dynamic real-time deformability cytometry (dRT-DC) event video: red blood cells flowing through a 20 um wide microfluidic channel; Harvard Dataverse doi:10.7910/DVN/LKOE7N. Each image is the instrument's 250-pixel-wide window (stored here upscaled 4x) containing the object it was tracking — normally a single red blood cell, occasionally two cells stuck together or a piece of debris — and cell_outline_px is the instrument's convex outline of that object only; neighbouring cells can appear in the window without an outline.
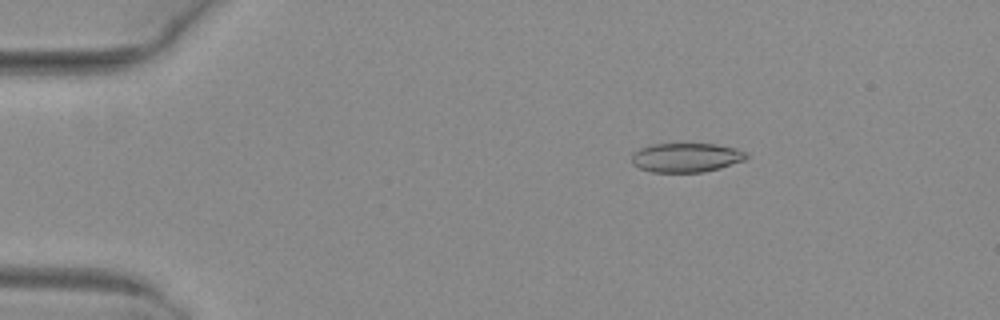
{"species": "common noctule bat (a hibernating species)", "species_latin": "Nyctalus noctula", "temperature_condition": "warm", "stored_images_in_passage": 48, "camera_frame_rate_fps": 3000, "um_per_image_px": 0.085, "animal": {"sex": "female", "body_mass_g": 29.2, "forearm_length_mm": 56.3}, "frame": {"image": 1, "passage_image": 5, "time_ms": 1.333, "image_size_px": [1000, 320], "cell_outline_px": [[748, 156], [744, 160], [720, 168], [704, 172], [652, 172], [640, 168], [632, 164], [632, 152], [640, 148], [652, 144], [716, 144], [736, 148], [748, 152]], "centroid_in_image_um": [58.33, 13.39], "position_along_channel_um": 26.7, "area_um2": 19.59}}
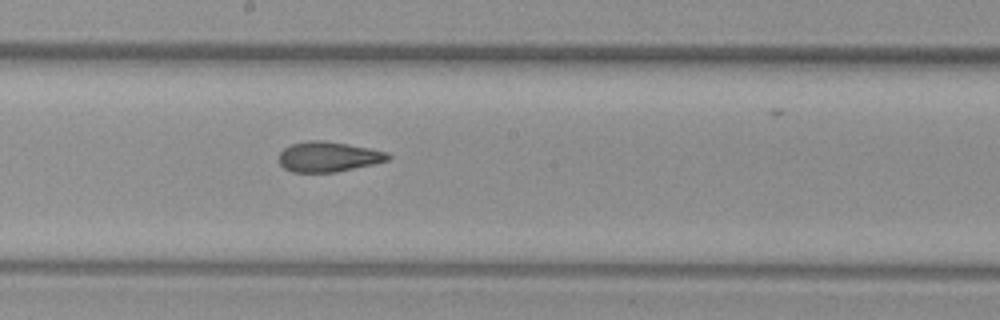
{"frame": {"image": 2, "passage_image": 25, "time_ms": 8.0, "image_size_px": [1000, 320], "cell_outline_px": [[392, 156], [388, 160], [372, 164], [336, 172], [292, 172], [284, 168], [280, 164], [280, 152], [284, 148], [292, 144], [308, 140], [324, 140], [348, 144], [388, 152]], "centroid_in_image_um": [27.91, 13.32], "position_along_channel_um": 220.3, "area_um2": 19.07}}
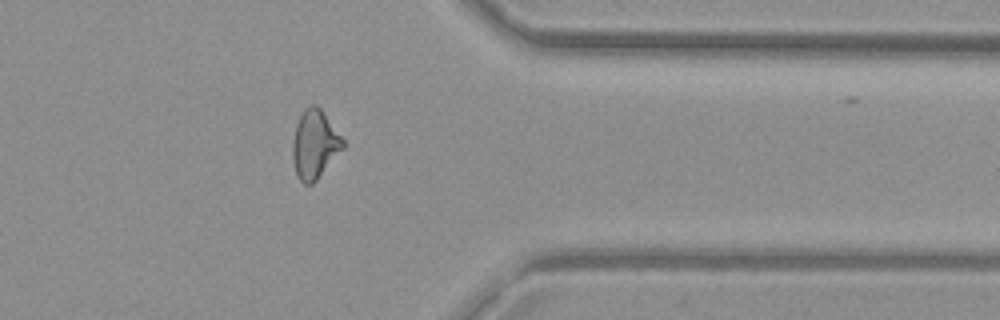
{"frame": {"image": 3, "passage_image": 38, "time_ms": 12.333, "image_size_px": [1000, 320], "cell_outline_px": [[344, 148], [316, 180], [312, 184], [304, 184], [296, 176], [292, 156], [292, 144], [296, 124], [304, 108], [312, 104], [316, 104], [320, 108], [344, 140]], "centroid_in_image_um": [26.73, 12.28], "position_along_channel_um": 384.7, "area_um2": 20.0}, "authors_computed_cell_mechanics": {"area_um2": 19.9988, "velocity_mm_per_s": 4.0474, "shape_relaxation_time_tau1_ms": null, "shape_relaxation_time_tau2_ms": 1.7344, "deformation_change_tau1": null, "deformation_change_tau2": 0.0843}}